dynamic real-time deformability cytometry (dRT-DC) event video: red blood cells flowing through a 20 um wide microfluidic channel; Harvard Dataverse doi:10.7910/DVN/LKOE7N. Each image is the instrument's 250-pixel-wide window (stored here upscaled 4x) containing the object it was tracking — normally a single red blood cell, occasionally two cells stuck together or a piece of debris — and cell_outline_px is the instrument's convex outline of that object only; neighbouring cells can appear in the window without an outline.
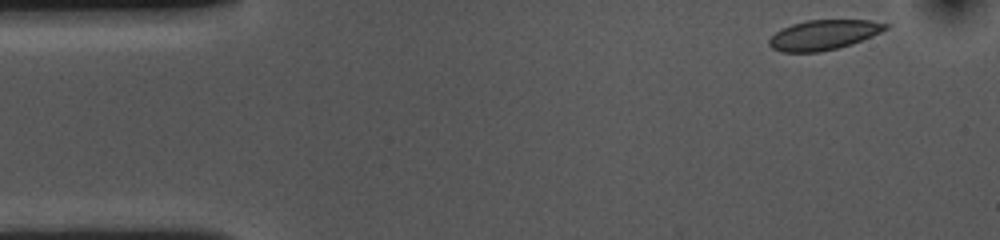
{"species": "common noctule bat (a hibernating species)", "species_latin": "Nyctalus noctula", "temperature_condition": "cold", "stored_images_in_passage": 51, "camera_frame_rate_fps": 3000, "um_per_image_px": 0.085, "animal": {"sex": "female", "body_mass_g": 10.0, "forearm_length_mm": 53.1}, "frame": {"image": 1, "passage_image": 1, "time_ms": 0.0, "image_size_px": [1000, 240], "cell_outline_px": [[892, 24], [888, 28], [872, 36], [852, 44], [820, 52], [784, 52], [772, 48], [768, 44], [768, 40], [776, 32], [792, 24], [808, 20], [868, 20]], "centroid_in_image_um": [70.03, 2.96], "position_along_channel_um": 15.0, "area_um2": 20.17}}
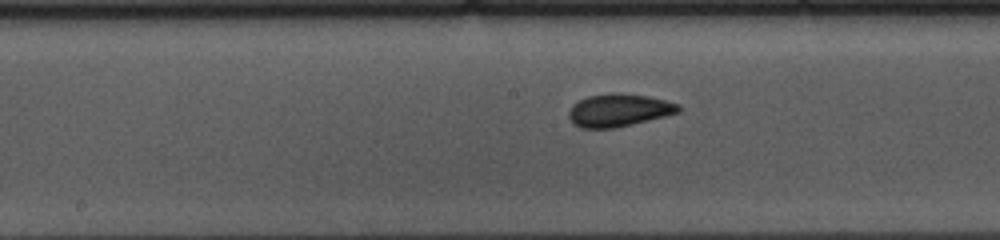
{"frame": {"image": 2, "passage_image": 23, "time_ms": 7.333, "image_size_px": [1000, 240], "cell_outline_px": [[680, 112], [632, 124], [612, 128], [580, 128], [572, 124], [568, 116], [568, 112], [572, 104], [588, 96], [608, 92], [620, 92], [648, 96], [680, 104]], "centroid_in_image_um": [52.56, 9.35], "position_along_channel_um": 195.6, "area_um2": 21.1}}
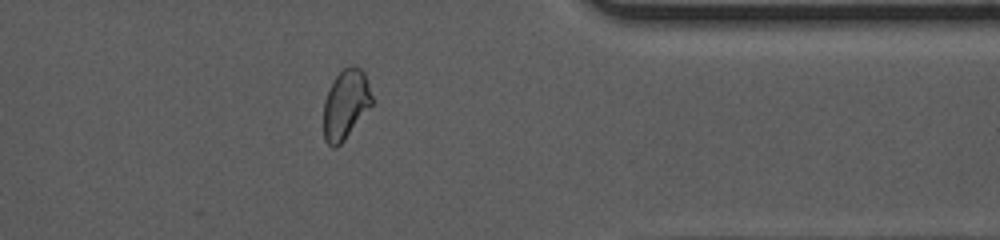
{"frame": {"image": 3, "passage_image": 40, "time_ms": 13.0, "image_size_px": [1000, 240], "cell_outline_px": [[372, 104], [344, 140], [336, 148], [332, 148], [324, 140], [324, 100], [332, 80], [348, 64], [356, 64], [364, 72], [372, 96]], "centroid_in_image_um": [29.37, 8.84], "position_along_channel_um": 382.0, "area_um2": 19.59}, "authors_computed_cell_mechanics": {"area_um2": 20.5768, "velocity_mm_per_s": 3.5903, "shape_relaxation_time_tau1_ms": 4.9215, "shape_relaxation_time_tau2_ms": 1.3269, "deformation_change_tau1": 0.1042, "deformation_change_tau2": 0.033}}